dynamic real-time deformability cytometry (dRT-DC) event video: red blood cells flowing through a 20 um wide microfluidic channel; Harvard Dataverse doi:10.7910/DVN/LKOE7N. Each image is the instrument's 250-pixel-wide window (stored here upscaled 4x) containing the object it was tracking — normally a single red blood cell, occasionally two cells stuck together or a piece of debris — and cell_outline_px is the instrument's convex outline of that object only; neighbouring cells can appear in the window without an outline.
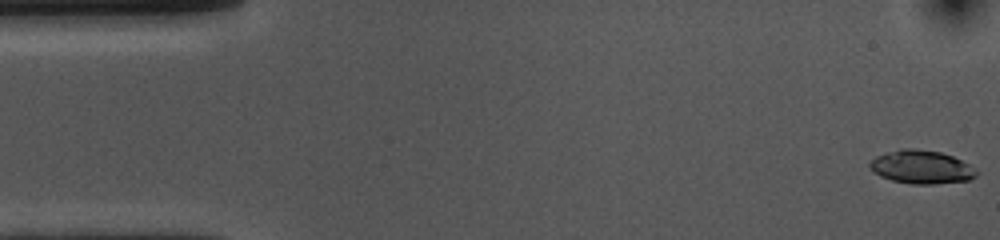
{"species": "common noctule bat (a hibernating species)", "species_latin": "Nyctalus noctula", "temperature_condition": "cold", "stored_images_in_passage": 53, "camera_frame_rate_fps": 3000, "um_per_image_px": 0.085, "animal": {"sex": "female", "body_mass_g": 10.0, "forearm_length_mm": 53.1}, "frame": {"image": 1, "passage_image": 1, "time_ms": 0.0, "image_size_px": [1000, 240], "cell_outline_px": [[976, 176], [968, 180], [932, 184], [912, 184], [892, 180], [880, 176], [872, 172], [868, 164], [876, 156], [888, 152], [904, 148], [912, 148], [940, 152], [952, 156], [968, 164], [976, 172]], "centroid_in_image_um": [78.27, 14.2], "position_along_channel_um": 6.7, "area_um2": 20.46}}
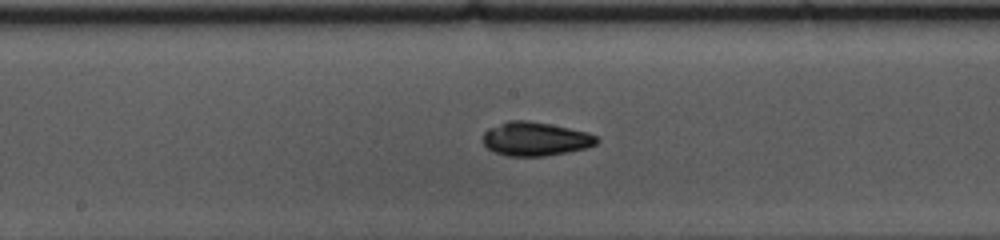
{"frame": {"image": 2, "passage_image": 26, "time_ms": 8.333, "image_size_px": [1000, 240], "cell_outline_px": [[600, 140], [596, 144], [588, 148], [568, 152], [544, 156], [508, 156], [496, 152], [488, 148], [480, 140], [484, 132], [488, 128], [508, 120], [528, 120], [588, 132], [596, 136]], "centroid_in_image_um": [45.49, 11.81], "position_along_channel_um": 202.7, "area_um2": 22.54}}
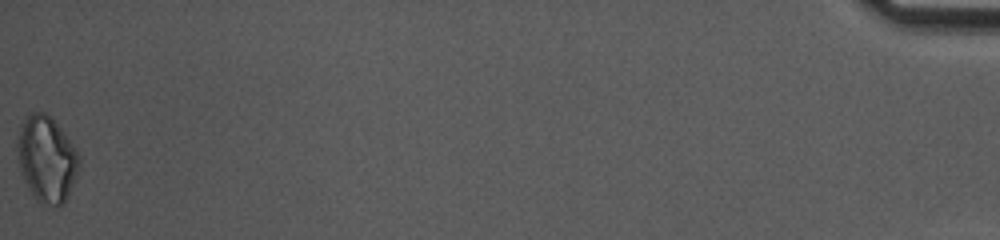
{"frame": {"image": 3, "passage_image": 53, "time_ms": 17.333, "image_size_px": [1000, 240], "cell_outline_px": [[80, 168], [68, 196], [64, 204], [56, 208], [40, 204], [36, 200], [28, 188], [20, 172], [16, 148], [16, 144], [20, 128], [24, 120], [32, 112], [44, 112], [64, 132], [76, 148], [80, 156]], "centroid_in_image_um": [3.98, 13.58], "position_along_channel_um": 431.2, "area_um2": 31.27}, "authors_computed_cell_mechanics": {"area_um2": 21.4438, "velocity_mm_per_s": 3.7255, "shape_relaxation_time_tau1_ms": 3.9267, "shape_relaxation_time_tau2_ms": 6.8915, "deformation_change_tau1": 0.1097, "deformation_change_tau2": 0.0987}}